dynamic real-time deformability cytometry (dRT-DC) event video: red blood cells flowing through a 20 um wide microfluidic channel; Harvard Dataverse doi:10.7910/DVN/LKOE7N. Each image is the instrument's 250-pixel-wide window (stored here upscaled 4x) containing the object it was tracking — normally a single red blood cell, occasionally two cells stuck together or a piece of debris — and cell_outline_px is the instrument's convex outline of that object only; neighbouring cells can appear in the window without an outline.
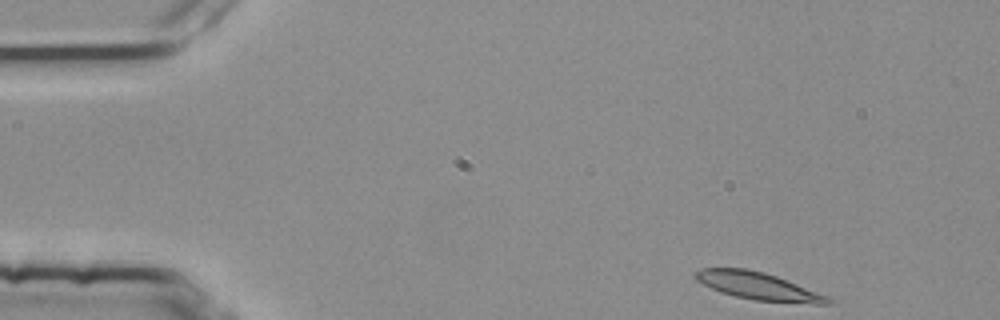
{"species": "common noctule bat (a hibernating species)", "species_latin": "Nyctalus noctula", "temperature_condition": "room temperature", "stored_images_in_passage": 44, "camera_frame_rate_fps": 3000, "um_per_image_px": 0.085, "animal": {"sex": "female", "body_mass_g": 25.1}, "frame": {"image": 1, "passage_image": 1, "time_ms": 0.0, "image_size_px": [1000, 320], "cell_outline_px": [[836, 300], [832, 304], [812, 304], [756, 300], [736, 296], [720, 292], [696, 280], [692, 276], [692, 272], [700, 268], [748, 268], [764, 272], [776, 276], [828, 296]], "centroid_in_image_um": [64.45, 24.31], "position_along_channel_um": 20.6, "area_um2": 21.33}}
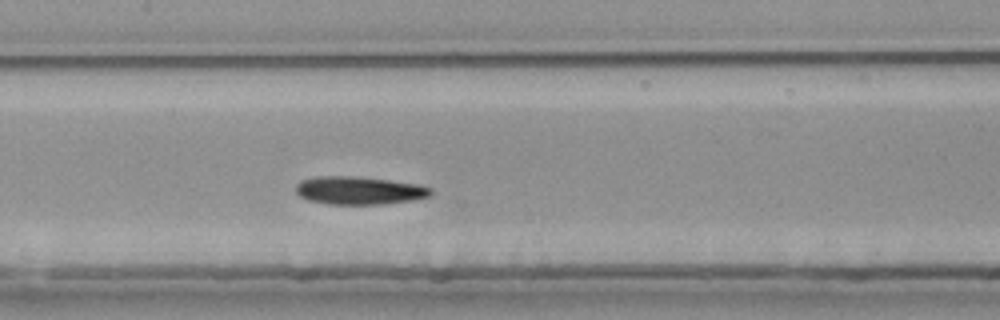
{"frame": {"image": 2, "passage_image": 21, "time_ms": 6.667, "image_size_px": [1000, 320], "cell_outline_px": [[432, 196], [412, 200], [384, 204], [328, 204], [308, 200], [300, 196], [296, 192], [296, 184], [300, 180], [316, 176], [352, 176], [388, 180], [420, 184], [432, 188]], "centroid_in_image_um": [30.53, 16.19], "position_along_channel_um": 176.9, "area_um2": 22.14}}
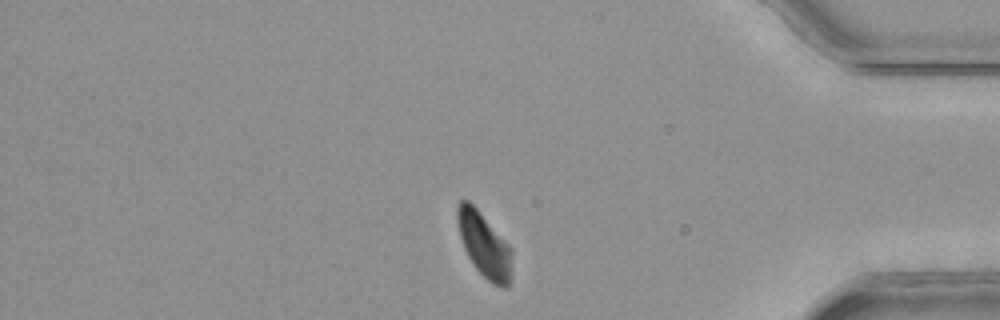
{"frame": {"image": 3, "passage_image": 41, "time_ms": 13.333, "image_size_px": [1000, 320], "cell_outline_px": [[512, 272], [508, 288], [504, 288], [492, 284], [476, 268], [468, 256], [464, 248], [460, 236], [456, 216], [456, 208], [460, 200], [468, 200], [476, 208], [512, 248]], "centroid_in_image_um": [41.18, 20.84], "position_along_channel_um": 394.0, "area_um2": 20.52}, "authors_computed_cell_mechanics": {"area_um2": 21.7617, "velocity_mm_per_s": 3.7349, "shape_relaxation_time_tau1_ms": 4.9352, "shape_relaxation_time_tau2_ms": null, "deformation_change_tau1": 0.1235, "deformation_change_tau2": null}}